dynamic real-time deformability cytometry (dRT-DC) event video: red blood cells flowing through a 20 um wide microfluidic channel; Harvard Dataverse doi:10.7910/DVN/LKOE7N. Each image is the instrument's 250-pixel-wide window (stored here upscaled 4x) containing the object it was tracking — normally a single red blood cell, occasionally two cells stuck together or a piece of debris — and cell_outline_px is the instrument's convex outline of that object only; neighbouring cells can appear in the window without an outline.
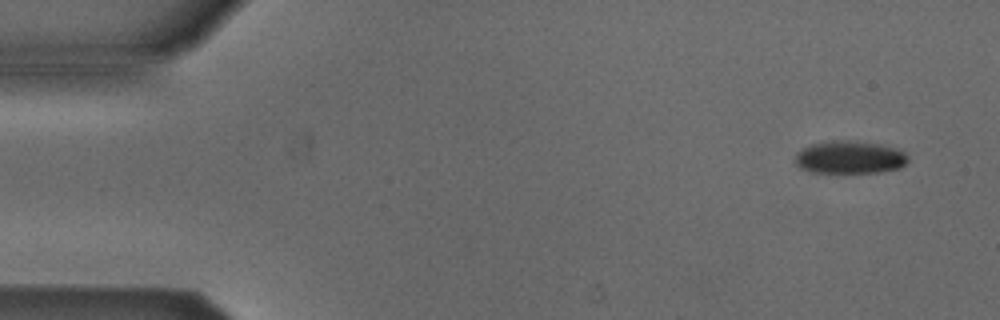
{"species": "Egyptian fruit bat (a non-hibernating species)", "species_latin": "Rousettus aegyptiacus", "temperature_condition": "cold", "stored_images_in_passage": 5, "camera_frame_rate_fps": 3000, "um_per_image_px": 0.085, "animal": {"sex": "male"}, "frame": {"image": 1, "passage_image": 1, "time_ms": 0.0, "image_size_px": [1000, 320], "cell_outline_px": [[908, 164], [900, 168], [880, 172], [812, 172], [800, 168], [796, 164], [796, 152], [812, 144], [832, 140], [836, 140], [880, 144], [900, 148], [908, 156]], "centroid_in_image_um": [72.28, 13.37], "position_along_channel_um": 12.7, "area_um2": 21.5}}
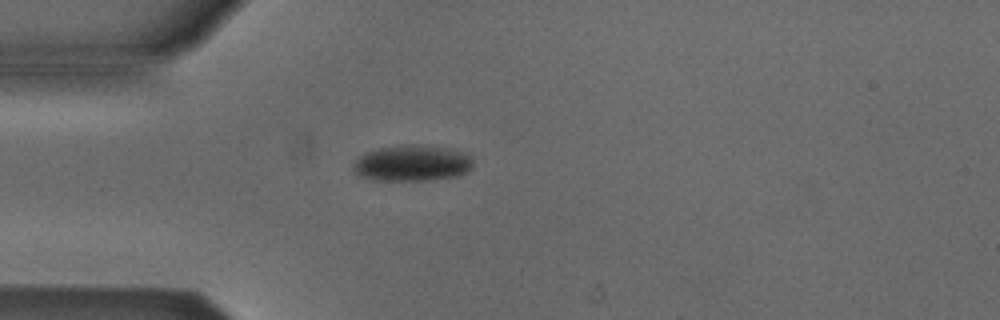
{"frame": {"image": 2, "passage_image": 4, "time_ms": 3.667, "image_size_px": [1000, 320], "cell_outline_px": [[472, 168], [468, 172], [460, 176], [428, 180], [376, 180], [360, 176], [352, 168], [352, 164], [360, 156], [368, 152], [380, 148], [408, 144], [444, 148], [472, 156]], "centroid_in_image_um": [35.04, 13.89], "position_along_channel_um": 50.0, "area_um2": 24.85}}